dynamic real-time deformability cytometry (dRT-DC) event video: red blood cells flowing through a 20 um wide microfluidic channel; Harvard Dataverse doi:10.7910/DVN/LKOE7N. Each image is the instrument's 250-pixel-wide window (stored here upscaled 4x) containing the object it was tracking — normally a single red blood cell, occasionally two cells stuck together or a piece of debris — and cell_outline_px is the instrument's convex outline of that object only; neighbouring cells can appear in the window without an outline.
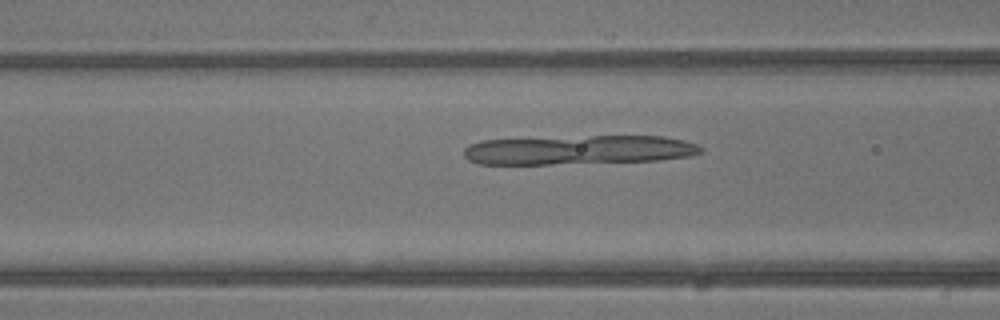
{"species": "common noctule bat (a hibernating species)", "species_latin": "Nyctalus noctula", "temperature_condition": "warm", "stored_images_in_passage": 28, "camera_frame_rate_fps": 3000, "um_per_image_px": 0.085, "animal": {"sex": "male", "body_mass_g": 13.3}, "frame": {"image": 1, "passage_image": 7, "time_ms": 2.0, "image_size_px": [1000, 320], "cell_outline_px": [[704, 152], [692, 156], [660, 160], [552, 164], [476, 164], [468, 160], [464, 156], [464, 148], [468, 144], [480, 140], [592, 136], [664, 136], [684, 140], [696, 144], [704, 148]], "centroid_in_image_um": [49.2, 12.74], "position_along_channel_um": 117.4, "area_um2": 40.63}}
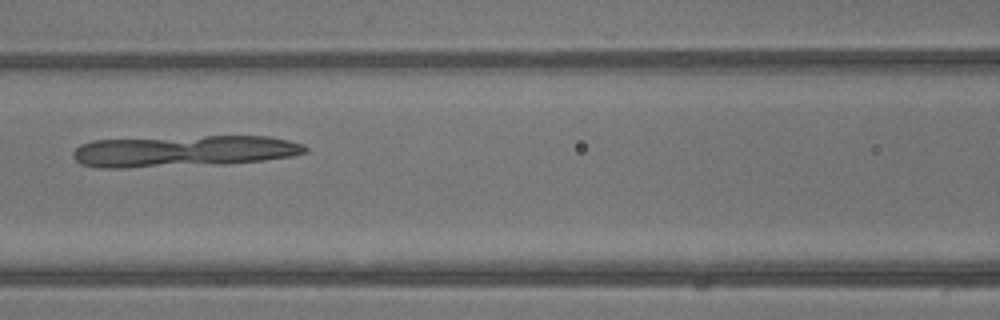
{"frame": {"image": 2, "passage_image": 9, "time_ms": 2.667, "image_size_px": [1000, 320], "cell_outline_px": [[308, 152], [292, 156], [264, 160], [228, 164], [124, 168], [96, 168], [80, 164], [72, 156], [72, 152], [80, 144], [92, 140], [204, 136], [268, 136], [288, 140], [304, 144], [308, 148]], "centroid_in_image_um": [15.6, 12.85], "position_along_channel_um": 151.0, "area_um2": 43.06}}
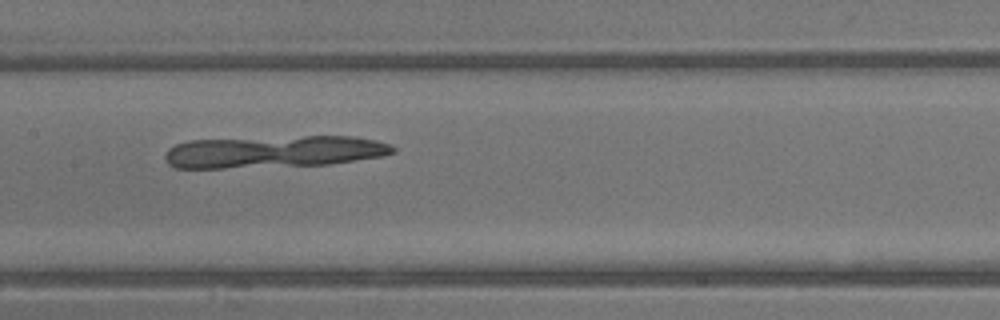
{"frame": {"image": 3, "passage_image": 11, "time_ms": 3.333, "image_size_px": [1000, 320], "cell_outline_px": [[396, 152], [384, 156], [328, 164], [224, 168], [176, 168], [168, 164], [164, 160], [164, 156], [168, 148], [176, 144], [188, 140], [304, 136], [356, 136], [376, 140], [392, 144], [396, 148]], "centroid_in_image_um": [23.29, 12.89], "position_along_channel_um": 184.1, "area_um2": 42.89}}